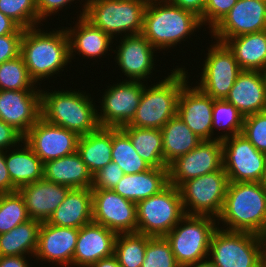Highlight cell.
Returning <instances> with one entry per match:
<instances>
[{
  "instance_id": "6da1fadb",
  "label": "cell",
  "mask_w": 266,
  "mask_h": 267,
  "mask_svg": "<svg viewBox=\"0 0 266 267\" xmlns=\"http://www.w3.org/2000/svg\"><path fill=\"white\" fill-rule=\"evenodd\" d=\"M227 231L266 234V188L260 182H229L217 225Z\"/></svg>"
},
{
  "instance_id": "7a4b0ae2",
  "label": "cell",
  "mask_w": 266,
  "mask_h": 267,
  "mask_svg": "<svg viewBox=\"0 0 266 267\" xmlns=\"http://www.w3.org/2000/svg\"><path fill=\"white\" fill-rule=\"evenodd\" d=\"M37 28L38 26L24 29L20 51L28 73L35 83L64 71L62 68L72 62L69 38L64 27L50 32Z\"/></svg>"
},
{
  "instance_id": "3957f363",
  "label": "cell",
  "mask_w": 266,
  "mask_h": 267,
  "mask_svg": "<svg viewBox=\"0 0 266 267\" xmlns=\"http://www.w3.org/2000/svg\"><path fill=\"white\" fill-rule=\"evenodd\" d=\"M79 91L62 89L49 92L41 89V117L79 136L98 130L100 124L94 99Z\"/></svg>"
},
{
  "instance_id": "277c9868",
  "label": "cell",
  "mask_w": 266,
  "mask_h": 267,
  "mask_svg": "<svg viewBox=\"0 0 266 267\" xmlns=\"http://www.w3.org/2000/svg\"><path fill=\"white\" fill-rule=\"evenodd\" d=\"M201 26L200 18L193 12L166 1H153L146 7L141 34L156 50H165L185 41Z\"/></svg>"
},
{
  "instance_id": "5b68a950",
  "label": "cell",
  "mask_w": 266,
  "mask_h": 267,
  "mask_svg": "<svg viewBox=\"0 0 266 267\" xmlns=\"http://www.w3.org/2000/svg\"><path fill=\"white\" fill-rule=\"evenodd\" d=\"M186 68L177 67L159 82L144 87L133 119L126 125L139 128L161 129L177 115L178 98L182 88L189 83ZM187 73V74H186ZM156 84V85H155Z\"/></svg>"
},
{
  "instance_id": "8992f818",
  "label": "cell",
  "mask_w": 266,
  "mask_h": 267,
  "mask_svg": "<svg viewBox=\"0 0 266 267\" xmlns=\"http://www.w3.org/2000/svg\"><path fill=\"white\" fill-rule=\"evenodd\" d=\"M85 2L79 17L84 16L112 39L118 34L123 36V32L124 36L141 34L148 5L145 0H86Z\"/></svg>"
},
{
  "instance_id": "52a82bcc",
  "label": "cell",
  "mask_w": 266,
  "mask_h": 267,
  "mask_svg": "<svg viewBox=\"0 0 266 267\" xmlns=\"http://www.w3.org/2000/svg\"><path fill=\"white\" fill-rule=\"evenodd\" d=\"M208 254L217 267H266L265 239L250 232L218 227L211 237Z\"/></svg>"
},
{
  "instance_id": "ba28073f",
  "label": "cell",
  "mask_w": 266,
  "mask_h": 267,
  "mask_svg": "<svg viewBox=\"0 0 266 267\" xmlns=\"http://www.w3.org/2000/svg\"><path fill=\"white\" fill-rule=\"evenodd\" d=\"M216 220L215 217L207 215L185 214L165 236L181 267H187L209 257L211 237L218 228Z\"/></svg>"
},
{
  "instance_id": "9c48e42d",
  "label": "cell",
  "mask_w": 266,
  "mask_h": 267,
  "mask_svg": "<svg viewBox=\"0 0 266 267\" xmlns=\"http://www.w3.org/2000/svg\"><path fill=\"white\" fill-rule=\"evenodd\" d=\"M137 233L165 237L185 215L179 188L168 184L159 193L136 203Z\"/></svg>"
},
{
  "instance_id": "30bf717a",
  "label": "cell",
  "mask_w": 266,
  "mask_h": 267,
  "mask_svg": "<svg viewBox=\"0 0 266 267\" xmlns=\"http://www.w3.org/2000/svg\"><path fill=\"white\" fill-rule=\"evenodd\" d=\"M228 185L224 169L183 182L178 188L185 214L217 218L222 211Z\"/></svg>"
},
{
  "instance_id": "8fae6325",
  "label": "cell",
  "mask_w": 266,
  "mask_h": 267,
  "mask_svg": "<svg viewBox=\"0 0 266 267\" xmlns=\"http://www.w3.org/2000/svg\"><path fill=\"white\" fill-rule=\"evenodd\" d=\"M210 47L196 87L213 99H225L242 70L225 43L217 41Z\"/></svg>"
},
{
  "instance_id": "7c38bea8",
  "label": "cell",
  "mask_w": 266,
  "mask_h": 267,
  "mask_svg": "<svg viewBox=\"0 0 266 267\" xmlns=\"http://www.w3.org/2000/svg\"><path fill=\"white\" fill-rule=\"evenodd\" d=\"M223 169L229 182H260L266 154L257 150L242 134L222 140Z\"/></svg>"
},
{
  "instance_id": "4fadbf2b",
  "label": "cell",
  "mask_w": 266,
  "mask_h": 267,
  "mask_svg": "<svg viewBox=\"0 0 266 267\" xmlns=\"http://www.w3.org/2000/svg\"><path fill=\"white\" fill-rule=\"evenodd\" d=\"M143 83L125 79L108 86L100 102L101 112H97L100 127L121 128L133 119L145 87Z\"/></svg>"
},
{
  "instance_id": "5bb4252c",
  "label": "cell",
  "mask_w": 266,
  "mask_h": 267,
  "mask_svg": "<svg viewBox=\"0 0 266 267\" xmlns=\"http://www.w3.org/2000/svg\"><path fill=\"white\" fill-rule=\"evenodd\" d=\"M168 184L177 188L185 181L223 169L222 140H203L168 166Z\"/></svg>"
},
{
  "instance_id": "9a60e30c",
  "label": "cell",
  "mask_w": 266,
  "mask_h": 267,
  "mask_svg": "<svg viewBox=\"0 0 266 267\" xmlns=\"http://www.w3.org/2000/svg\"><path fill=\"white\" fill-rule=\"evenodd\" d=\"M93 222L120 233L137 232L136 203L113 190L92 189Z\"/></svg>"
},
{
  "instance_id": "2e32d148",
  "label": "cell",
  "mask_w": 266,
  "mask_h": 267,
  "mask_svg": "<svg viewBox=\"0 0 266 267\" xmlns=\"http://www.w3.org/2000/svg\"><path fill=\"white\" fill-rule=\"evenodd\" d=\"M79 138L75 132L40 117L24 135L23 141L45 163L75 153Z\"/></svg>"
},
{
  "instance_id": "e0dca14e",
  "label": "cell",
  "mask_w": 266,
  "mask_h": 267,
  "mask_svg": "<svg viewBox=\"0 0 266 267\" xmlns=\"http://www.w3.org/2000/svg\"><path fill=\"white\" fill-rule=\"evenodd\" d=\"M266 30V0H237L233 8L210 30L221 43L243 34Z\"/></svg>"
},
{
  "instance_id": "ac0fdd59",
  "label": "cell",
  "mask_w": 266,
  "mask_h": 267,
  "mask_svg": "<svg viewBox=\"0 0 266 267\" xmlns=\"http://www.w3.org/2000/svg\"><path fill=\"white\" fill-rule=\"evenodd\" d=\"M41 117V90H0V119L23 136Z\"/></svg>"
},
{
  "instance_id": "d6986e66",
  "label": "cell",
  "mask_w": 266,
  "mask_h": 267,
  "mask_svg": "<svg viewBox=\"0 0 266 267\" xmlns=\"http://www.w3.org/2000/svg\"><path fill=\"white\" fill-rule=\"evenodd\" d=\"M123 38V39H121ZM120 44L113 50L115 62L130 81H146L154 69V53L157 51L142 35L120 37Z\"/></svg>"
},
{
  "instance_id": "ffe728a7",
  "label": "cell",
  "mask_w": 266,
  "mask_h": 267,
  "mask_svg": "<svg viewBox=\"0 0 266 267\" xmlns=\"http://www.w3.org/2000/svg\"><path fill=\"white\" fill-rule=\"evenodd\" d=\"M212 111L211 96L188 83L182 88L178 98L177 115L201 140L217 139L212 137Z\"/></svg>"
},
{
  "instance_id": "44dd1931",
  "label": "cell",
  "mask_w": 266,
  "mask_h": 267,
  "mask_svg": "<svg viewBox=\"0 0 266 267\" xmlns=\"http://www.w3.org/2000/svg\"><path fill=\"white\" fill-rule=\"evenodd\" d=\"M78 228L60 227L47 222L41 223L35 257L41 262H54L61 267L72 266L76 248Z\"/></svg>"
},
{
  "instance_id": "7402d4cb",
  "label": "cell",
  "mask_w": 266,
  "mask_h": 267,
  "mask_svg": "<svg viewBox=\"0 0 266 267\" xmlns=\"http://www.w3.org/2000/svg\"><path fill=\"white\" fill-rule=\"evenodd\" d=\"M117 233L91 222L79 229L72 265L90 267L100 259L114 255Z\"/></svg>"
},
{
  "instance_id": "603a6c76",
  "label": "cell",
  "mask_w": 266,
  "mask_h": 267,
  "mask_svg": "<svg viewBox=\"0 0 266 267\" xmlns=\"http://www.w3.org/2000/svg\"><path fill=\"white\" fill-rule=\"evenodd\" d=\"M225 100L244 116L266 111L265 72L242 70Z\"/></svg>"
},
{
  "instance_id": "cb8c5ba5",
  "label": "cell",
  "mask_w": 266,
  "mask_h": 267,
  "mask_svg": "<svg viewBox=\"0 0 266 267\" xmlns=\"http://www.w3.org/2000/svg\"><path fill=\"white\" fill-rule=\"evenodd\" d=\"M71 188L44 179L21 187L17 191L23 197L30 219L47 222L51 214L64 201Z\"/></svg>"
},
{
  "instance_id": "d4e9b609",
  "label": "cell",
  "mask_w": 266,
  "mask_h": 267,
  "mask_svg": "<svg viewBox=\"0 0 266 267\" xmlns=\"http://www.w3.org/2000/svg\"><path fill=\"white\" fill-rule=\"evenodd\" d=\"M93 222L92 189L73 188L51 214L47 223L60 227L80 229Z\"/></svg>"
},
{
  "instance_id": "484cf974",
  "label": "cell",
  "mask_w": 266,
  "mask_h": 267,
  "mask_svg": "<svg viewBox=\"0 0 266 267\" xmlns=\"http://www.w3.org/2000/svg\"><path fill=\"white\" fill-rule=\"evenodd\" d=\"M69 28L66 27L69 38L70 60L75 56L74 52L92 59L101 58L108 53L107 51L113 50L109 48L113 44L112 38L95 27L84 16L79 17L75 27Z\"/></svg>"
},
{
  "instance_id": "4316f807",
  "label": "cell",
  "mask_w": 266,
  "mask_h": 267,
  "mask_svg": "<svg viewBox=\"0 0 266 267\" xmlns=\"http://www.w3.org/2000/svg\"><path fill=\"white\" fill-rule=\"evenodd\" d=\"M43 179L73 188H92L93 176L80 154H73L44 163Z\"/></svg>"
},
{
  "instance_id": "83f0119b",
  "label": "cell",
  "mask_w": 266,
  "mask_h": 267,
  "mask_svg": "<svg viewBox=\"0 0 266 267\" xmlns=\"http://www.w3.org/2000/svg\"><path fill=\"white\" fill-rule=\"evenodd\" d=\"M168 185V168H150L136 174H124L113 189L135 203L159 193Z\"/></svg>"
},
{
  "instance_id": "f1b7e54d",
  "label": "cell",
  "mask_w": 266,
  "mask_h": 267,
  "mask_svg": "<svg viewBox=\"0 0 266 267\" xmlns=\"http://www.w3.org/2000/svg\"><path fill=\"white\" fill-rule=\"evenodd\" d=\"M22 144L19 145L20 149L17 148L11 152L10 150H5V161L13 183V192L23 186L43 179L44 163L25 141Z\"/></svg>"
},
{
  "instance_id": "f546056e",
  "label": "cell",
  "mask_w": 266,
  "mask_h": 267,
  "mask_svg": "<svg viewBox=\"0 0 266 267\" xmlns=\"http://www.w3.org/2000/svg\"><path fill=\"white\" fill-rule=\"evenodd\" d=\"M225 44L241 70L266 72V30L230 38Z\"/></svg>"
},
{
  "instance_id": "4dcf8cb0",
  "label": "cell",
  "mask_w": 266,
  "mask_h": 267,
  "mask_svg": "<svg viewBox=\"0 0 266 267\" xmlns=\"http://www.w3.org/2000/svg\"><path fill=\"white\" fill-rule=\"evenodd\" d=\"M77 152L92 176L96 174L112 162V128L100 127L92 133L80 136Z\"/></svg>"
},
{
  "instance_id": "1f68e13d",
  "label": "cell",
  "mask_w": 266,
  "mask_h": 267,
  "mask_svg": "<svg viewBox=\"0 0 266 267\" xmlns=\"http://www.w3.org/2000/svg\"><path fill=\"white\" fill-rule=\"evenodd\" d=\"M163 156L166 166L197 147L201 140L175 115L162 128Z\"/></svg>"
},
{
  "instance_id": "d6a6232c",
  "label": "cell",
  "mask_w": 266,
  "mask_h": 267,
  "mask_svg": "<svg viewBox=\"0 0 266 267\" xmlns=\"http://www.w3.org/2000/svg\"><path fill=\"white\" fill-rule=\"evenodd\" d=\"M41 222L30 219L10 231L0 234V256L34 257Z\"/></svg>"
},
{
  "instance_id": "836d02e7",
  "label": "cell",
  "mask_w": 266,
  "mask_h": 267,
  "mask_svg": "<svg viewBox=\"0 0 266 267\" xmlns=\"http://www.w3.org/2000/svg\"><path fill=\"white\" fill-rule=\"evenodd\" d=\"M131 139L137 154L152 168H167L163 156L161 129L139 128L130 125L121 127Z\"/></svg>"
},
{
  "instance_id": "e575fe53",
  "label": "cell",
  "mask_w": 266,
  "mask_h": 267,
  "mask_svg": "<svg viewBox=\"0 0 266 267\" xmlns=\"http://www.w3.org/2000/svg\"><path fill=\"white\" fill-rule=\"evenodd\" d=\"M112 162L124 174H136L151 168L136 152L131 139L122 128H112Z\"/></svg>"
},
{
  "instance_id": "d590c367",
  "label": "cell",
  "mask_w": 266,
  "mask_h": 267,
  "mask_svg": "<svg viewBox=\"0 0 266 267\" xmlns=\"http://www.w3.org/2000/svg\"><path fill=\"white\" fill-rule=\"evenodd\" d=\"M245 116L225 99H213L212 135L214 129L219 128L221 135L216 138L224 140L242 133ZM224 130V131H223Z\"/></svg>"
},
{
  "instance_id": "8d00e7d4",
  "label": "cell",
  "mask_w": 266,
  "mask_h": 267,
  "mask_svg": "<svg viewBox=\"0 0 266 267\" xmlns=\"http://www.w3.org/2000/svg\"><path fill=\"white\" fill-rule=\"evenodd\" d=\"M147 236L140 233L117 234L114 256L121 267H141L144 261Z\"/></svg>"
},
{
  "instance_id": "74e56055",
  "label": "cell",
  "mask_w": 266,
  "mask_h": 267,
  "mask_svg": "<svg viewBox=\"0 0 266 267\" xmlns=\"http://www.w3.org/2000/svg\"><path fill=\"white\" fill-rule=\"evenodd\" d=\"M36 85L21 55L0 64V90H36Z\"/></svg>"
},
{
  "instance_id": "f35d334b",
  "label": "cell",
  "mask_w": 266,
  "mask_h": 267,
  "mask_svg": "<svg viewBox=\"0 0 266 267\" xmlns=\"http://www.w3.org/2000/svg\"><path fill=\"white\" fill-rule=\"evenodd\" d=\"M30 220L23 197L18 191L0 193V234Z\"/></svg>"
},
{
  "instance_id": "ab89813d",
  "label": "cell",
  "mask_w": 266,
  "mask_h": 267,
  "mask_svg": "<svg viewBox=\"0 0 266 267\" xmlns=\"http://www.w3.org/2000/svg\"><path fill=\"white\" fill-rule=\"evenodd\" d=\"M0 12L23 29L39 24L36 0H0Z\"/></svg>"
},
{
  "instance_id": "60d3db41",
  "label": "cell",
  "mask_w": 266,
  "mask_h": 267,
  "mask_svg": "<svg viewBox=\"0 0 266 267\" xmlns=\"http://www.w3.org/2000/svg\"><path fill=\"white\" fill-rule=\"evenodd\" d=\"M141 267H181L165 237L147 236L144 261Z\"/></svg>"
},
{
  "instance_id": "b9f144b4",
  "label": "cell",
  "mask_w": 266,
  "mask_h": 267,
  "mask_svg": "<svg viewBox=\"0 0 266 267\" xmlns=\"http://www.w3.org/2000/svg\"><path fill=\"white\" fill-rule=\"evenodd\" d=\"M241 134L266 154V111L245 116Z\"/></svg>"
},
{
  "instance_id": "7bdbcfd3",
  "label": "cell",
  "mask_w": 266,
  "mask_h": 267,
  "mask_svg": "<svg viewBox=\"0 0 266 267\" xmlns=\"http://www.w3.org/2000/svg\"><path fill=\"white\" fill-rule=\"evenodd\" d=\"M236 2L237 0H207L204 14L200 17L202 25H209L212 30Z\"/></svg>"
},
{
  "instance_id": "ee69618b",
  "label": "cell",
  "mask_w": 266,
  "mask_h": 267,
  "mask_svg": "<svg viewBox=\"0 0 266 267\" xmlns=\"http://www.w3.org/2000/svg\"><path fill=\"white\" fill-rule=\"evenodd\" d=\"M123 176L124 172L120 167L116 163L110 162L93 175L91 189L113 190Z\"/></svg>"
},
{
  "instance_id": "f6af8a7d",
  "label": "cell",
  "mask_w": 266,
  "mask_h": 267,
  "mask_svg": "<svg viewBox=\"0 0 266 267\" xmlns=\"http://www.w3.org/2000/svg\"><path fill=\"white\" fill-rule=\"evenodd\" d=\"M23 34H6L0 36V64L20 55Z\"/></svg>"
},
{
  "instance_id": "bcb514c9",
  "label": "cell",
  "mask_w": 266,
  "mask_h": 267,
  "mask_svg": "<svg viewBox=\"0 0 266 267\" xmlns=\"http://www.w3.org/2000/svg\"><path fill=\"white\" fill-rule=\"evenodd\" d=\"M24 136L17 131L13 126L8 125L0 119V150L17 148V144L23 142Z\"/></svg>"
},
{
  "instance_id": "7dc6e473",
  "label": "cell",
  "mask_w": 266,
  "mask_h": 267,
  "mask_svg": "<svg viewBox=\"0 0 266 267\" xmlns=\"http://www.w3.org/2000/svg\"><path fill=\"white\" fill-rule=\"evenodd\" d=\"M74 0H36L38 16H39V24L43 20H46L48 16H51L53 13H57L59 10L61 11L62 7H66V5H70Z\"/></svg>"
},
{
  "instance_id": "c3c4849f",
  "label": "cell",
  "mask_w": 266,
  "mask_h": 267,
  "mask_svg": "<svg viewBox=\"0 0 266 267\" xmlns=\"http://www.w3.org/2000/svg\"><path fill=\"white\" fill-rule=\"evenodd\" d=\"M174 6L188 10L196 14L199 18L204 14L207 0H165Z\"/></svg>"
},
{
  "instance_id": "681fc988",
  "label": "cell",
  "mask_w": 266,
  "mask_h": 267,
  "mask_svg": "<svg viewBox=\"0 0 266 267\" xmlns=\"http://www.w3.org/2000/svg\"><path fill=\"white\" fill-rule=\"evenodd\" d=\"M13 183L10 179L6 161L5 151L0 150V193H12Z\"/></svg>"
},
{
  "instance_id": "f907efd6",
  "label": "cell",
  "mask_w": 266,
  "mask_h": 267,
  "mask_svg": "<svg viewBox=\"0 0 266 267\" xmlns=\"http://www.w3.org/2000/svg\"><path fill=\"white\" fill-rule=\"evenodd\" d=\"M24 29L21 28L15 21L10 17H7L0 12V36L6 34H23Z\"/></svg>"
},
{
  "instance_id": "816d5d0a",
  "label": "cell",
  "mask_w": 266,
  "mask_h": 267,
  "mask_svg": "<svg viewBox=\"0 0 266 267\" xmlns=\"http://www.w3.org/2000/svg\"><path fill=\"white\" fill-rule=\"evenodd\" d=\"M26 256H0V267H30Z\"/></svg>"
},
{
  "instance_id": "f5cc1de1",
  "label": "cell",
  "mask_w": 266,
  "mask_h": 267,
  "mask_svg": "<svg viewBox=\"0 0 266 267\" xmlns=\"http://www.w3.org/2000/svg\"><path fill=\"white\" fill-rule=\"evenodd\" d=\"M90 267H121L114 255L100 259Z\"/></svg>"
},
{
  "instance_id": "db71d44e",
  "label": "cell",
  "mask_w": 266,
  "mask_h": 267,
  "mask_svg": "<svg viewBox=\"0 0 266 267\" xmlns=\"http://www.w3.org/2000/svg\"><path fill=\"white\" fill-rule=\"evenodd\" d=\"M187 267H217V266L209 258H206V260L204 259L198 261L197 263L191 264Z\"/></svg>"
},
{
  "instance_id": "11a10c76",
  "label": "cell",
  "mask_w": 266,
  "mask_h": 267,
  "mask_svg": "<svg viewBox=\"0 0 266 267\" xmlns=\"http://www.w3.org/2000/svg\"><path fill=\"white\" fill-rule=\"evenodd\" d=\"M260 183L266 188V163H265V168H264V174H263V177Z\"/></svg>"
},
{
  "instance_id": "9f6ffc18",
  "label": "cell",
  "mask_w": 266,
  "mask_h": 267,
  "mask_svg": "<svg viewBox=\"0 0 266 267\" xmlns=\"http://www.w3.org/2000/svg\"><path fill=\"white\" fill-rule=\"evenodd\" d=\"M146 2H153V1H165V0H145Z\"/></svg>"
},
{
  "instance_id": "6f0895ef",
  "label": "cell",
  "mask_w": 266,
  "mask_h": 267,
  "mask_svg": "<svg viewBox=\"0 0 266 267\" xmlns=\"http://www.w3.org/2000/svg\"><path fill=\"white\" fill-rule=\"evenodd\" d=\"M264 239H265V253H266V234L264 236Z\"/></svg>"
}]
</instances>
